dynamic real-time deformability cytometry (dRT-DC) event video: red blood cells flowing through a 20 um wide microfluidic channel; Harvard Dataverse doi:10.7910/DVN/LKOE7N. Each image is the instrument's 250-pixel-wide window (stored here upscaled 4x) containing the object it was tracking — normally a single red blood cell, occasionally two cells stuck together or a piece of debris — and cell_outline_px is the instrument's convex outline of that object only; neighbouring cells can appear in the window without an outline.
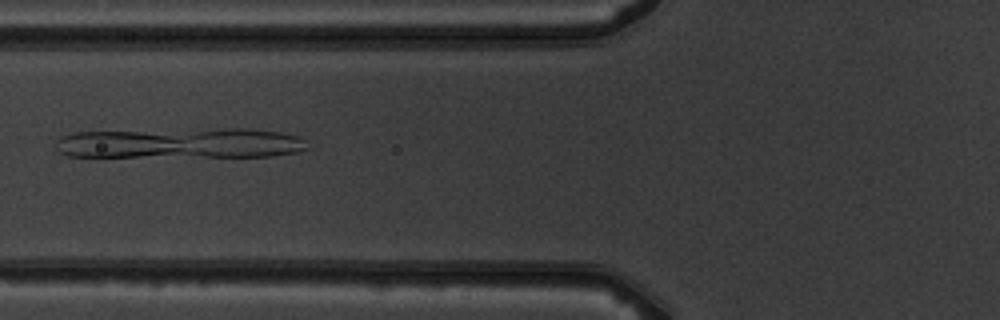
{"species": "common noctule bat (a hibernating species)", "species_latin": "Nyctalus noctula", "temperature_condition": "warm", "stored_images_in_passage": 6, "camera_frame_rate_fps": 3000, "um_per_image_px": 0.085, "animal": {"sex": "male", "body_mass_g": 19.5, "forearm_length_mm": 54.6}, "frame": {"image": 1, "passage_image": 6, "time_ms": 5.667, "image_size_px": [1000, 320], "cell_outline_px": [[312, 148], [296, 152], [272, 156], [68, 156], [60, 152], [56, 148], [56, 140], [60, 136], [72, 132], [232, 128], [248, 128], [280, 132], [300, 136]], "centroid_in_image_um": [15.39, 12.16], "position_along_channel_um": 110.4, "area_um2": 44.8}}